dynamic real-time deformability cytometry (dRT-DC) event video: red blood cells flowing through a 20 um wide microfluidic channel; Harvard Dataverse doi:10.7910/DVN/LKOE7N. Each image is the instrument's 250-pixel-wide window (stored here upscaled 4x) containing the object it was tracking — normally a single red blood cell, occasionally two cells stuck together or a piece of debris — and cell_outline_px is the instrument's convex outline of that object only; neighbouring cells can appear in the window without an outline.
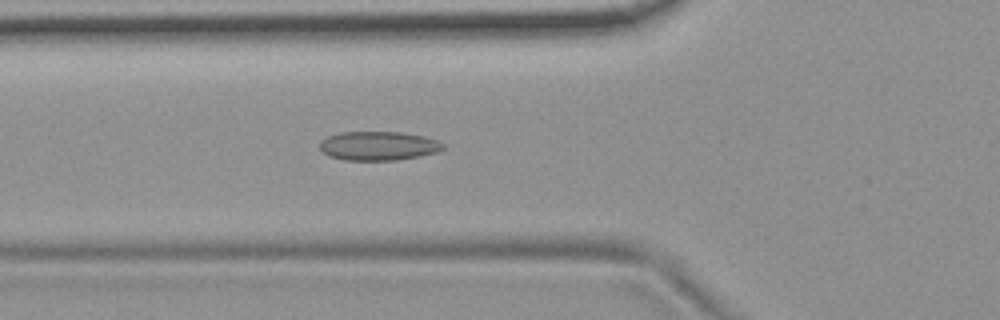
{"species": "common noctule bat (a hibernating species)", "species_latin": "Nyctalus noctula", "temperature_condition": "room temperature", "stored_images_in_passage": 55, "camera_frame_rate_fps": 3000, "um_per_image_px": 0.085, "animal": {"sex": "female", "body_mass_g": 19.9}, "frame": {"image": 1, "passage_image": 20, "time_ms": 6.333, "image_size_px": [1000, 320], "cell_outline_px": [[444, 148], [436, 152], [420, 156], [396, 160], [344, 160], [328, 156], [320, 148], [320, 144], [328, 136], [340, 132], [400, 132], [424, 136], [436, 140], [444, 144]], "centroid_in_image_um": [32.17, 12.4], "position_along_channel_um": 93.6, "area_um2": 20.69}}
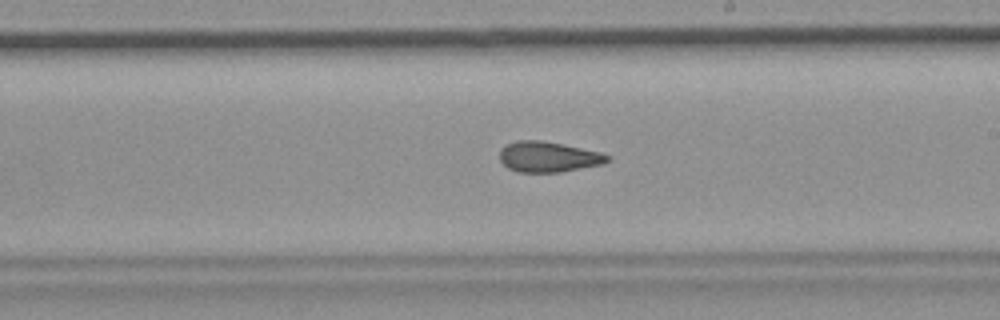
{"frame": {"image": 2, "passage_image": 32, "time_ms": 10.333, "image_size_px": [1000, 320], "cell_outline_px": [[612, 160], [604, 164], [560, 172], [516, 172], [508, 168], [500, 160], [500, 148], [516, 140], [540, 140], [564, 144], [600, 152], [612, 156]], "centroid_in_image_um": [46.64, 13.33], "position_along_channel_um": 242.4, "area_um2": 19.36}}
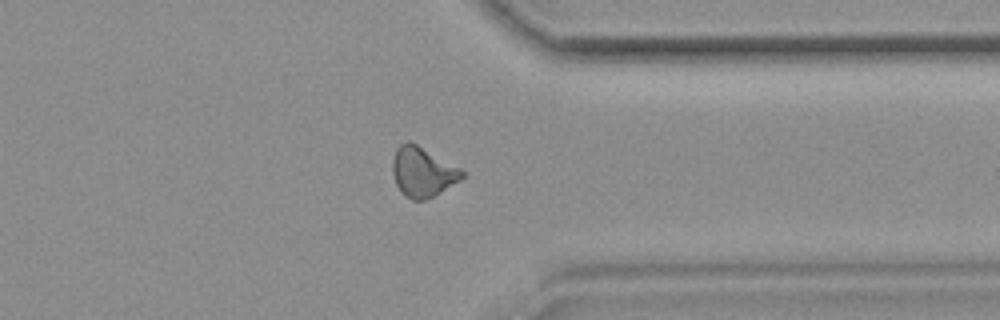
{"frame": {"image": 3, "passage_image": 43, "time_ms": 14.0, "image_size_px": [1000, 320], "cell_outline_px": [[464, 176], [460, 180], [440, 192], [424, 200], [412, 200], [404, 196], [400, 192], [396, 184], [392, 172], [392, 160], [396, 148], [400, 144], [408, 140], [416, 144], [460, 168], [464, 172]], "centroid_in_image_um": [35.88, 14.62], "position_along_channel_um": 375.5, "area_um2": 20.06}, "authors_computed_cell_mechanics": {"area_um2": 20.0566, "velocity_mm_per_s": 3.7191, "shape_relaxation_time_tau1_ms": null, "shape_relaxation_time_tau2_ms": 3.8103, "deformation_change_tau1": null, "deformation_change_tau2": 0.0911}}